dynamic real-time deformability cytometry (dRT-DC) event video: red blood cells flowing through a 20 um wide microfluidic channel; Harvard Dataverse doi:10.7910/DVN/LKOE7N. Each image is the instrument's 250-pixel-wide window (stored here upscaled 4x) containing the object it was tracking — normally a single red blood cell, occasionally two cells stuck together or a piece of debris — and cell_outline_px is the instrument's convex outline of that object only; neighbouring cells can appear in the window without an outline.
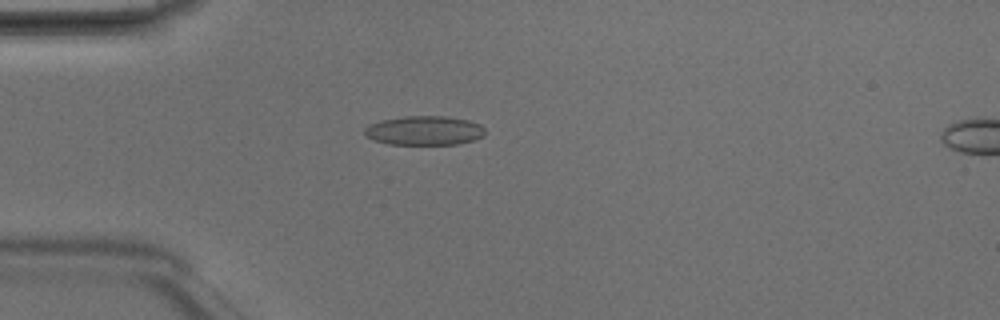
{"species": "Egyptian fruit bat (a non-hibernating species)", "species_latin": "Rousettus aegyptiacus", "temperature_condition": "room temperature", "stored_images_in_passage": 5, "camera_frame_rate_fps": 3000, "um_per_image_px": 0.085, "animal": {"sex": "male"}, "frame": {"image": 1, "passage_image": 4, "time_ms": 1.0, "image_size_px": [1000, 320], "cell_outline_px": [[484, 136], [476, 140], [456, 144], [388, 144], [372, 140], [364, 136], [364, 128], [372, 124], [384, 120], [404, 116], [444, 116], [468, 120], [480, 124], [484, 128]], "centroid_in_image_um": [36.08, 11.1], "position_along_channel_um": 48.9, "area_um2": 20.52}}